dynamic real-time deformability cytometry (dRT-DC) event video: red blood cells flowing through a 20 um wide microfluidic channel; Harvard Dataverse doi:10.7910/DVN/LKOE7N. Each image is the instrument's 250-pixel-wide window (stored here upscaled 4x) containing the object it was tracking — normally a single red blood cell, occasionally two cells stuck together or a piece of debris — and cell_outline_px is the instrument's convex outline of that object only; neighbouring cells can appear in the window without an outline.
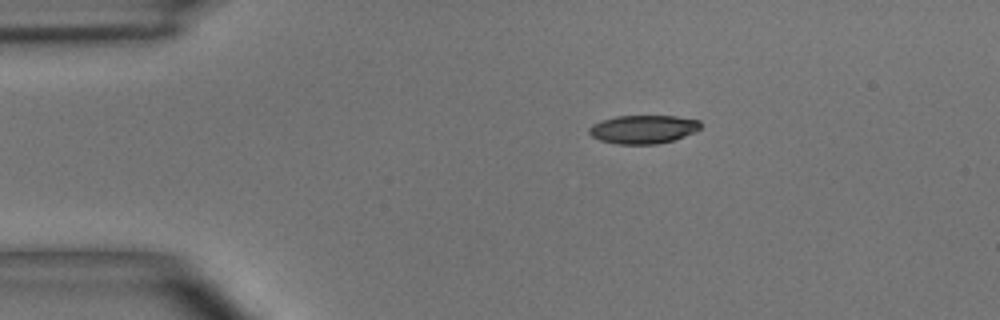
{"species": "common noctule bat (a hibernating species)", "species_latin": "Nyctalus noctula", "temperature_condition": "room temperature", "stored_images_in_passage": 5, "camera_frame_rate_fps": 3000, "um_per_image_px": 0.085, "animal": {"sex": "male", "body_mass_g": 15.6}, "frame": {"image": 1, "passage_image": 2, "time_ms": 1.333, "image_size_px": [1000, 320], "cell_outline_px": [[700, 128], [684, 136], [672, 140], [656, 144], [620, 144], [600, 140], [592, 136], [588, 132], [588, 128], [592, 124], [616, 116], [676, 116], [700, 120]], "centroid_in_image_um": [54.65, 10.98], "position_along_channel_um": 30.3, "area_um2": 18.26}}
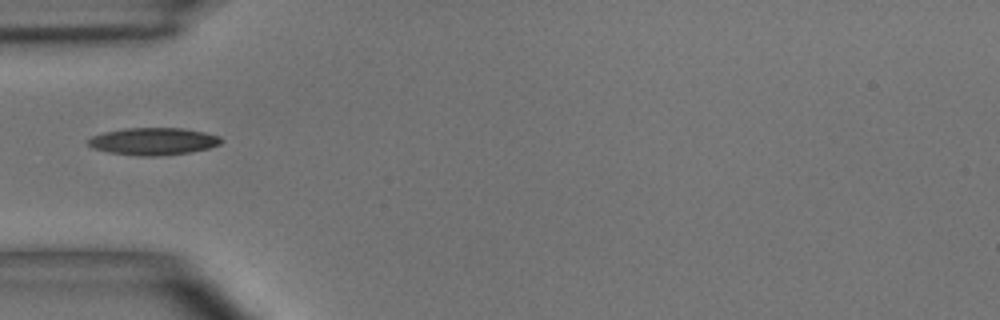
{"frame": {"image": 2, "passage_image": 4, "time_ms": 3.667, "image_size_px": [1000, 320], "cell_outline_px": [[224, 140], [220, 144], [208, 148], [192, 152], [156, 156], [140, 156], [108, 152], [92, 148], [84, 140], [92, 136], [104, 132], [124, 128], [184, 128], [204, 132], [220, 136]], "centroid_in_image_um": [13.02, 12.01], "position_along_channel_um": 72.0, "area_um2": 21.33}}
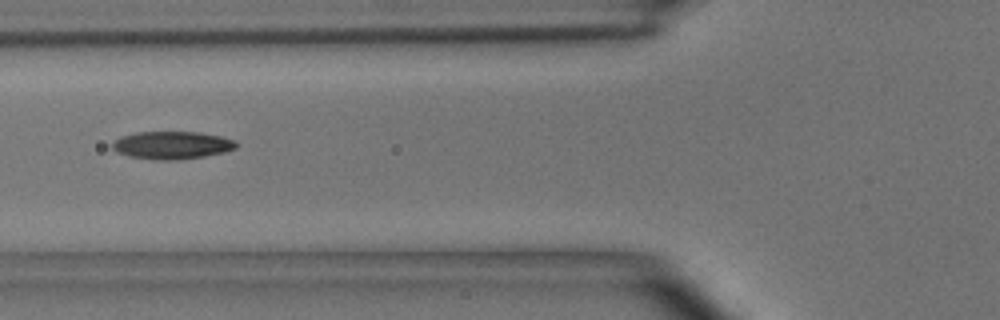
{"frame": {"image": 3, "passage_image": 5, "time_ms": 4.667, "image_size_px": [1000, 320], "cell_outline_px": [[240, 144], [236, 148], [224, 152], [204, 156], [176, 160], [156, 160], [128, 156], [116, 152], [112, 148], [112, 144], [120, 136], [136, 132], [200, 132], [220, 136], [236, 140]], "centroid_in_image_um": [14.63, 12.34], "position_along_channel_um": 111.2, "area_um2": 20.17}}